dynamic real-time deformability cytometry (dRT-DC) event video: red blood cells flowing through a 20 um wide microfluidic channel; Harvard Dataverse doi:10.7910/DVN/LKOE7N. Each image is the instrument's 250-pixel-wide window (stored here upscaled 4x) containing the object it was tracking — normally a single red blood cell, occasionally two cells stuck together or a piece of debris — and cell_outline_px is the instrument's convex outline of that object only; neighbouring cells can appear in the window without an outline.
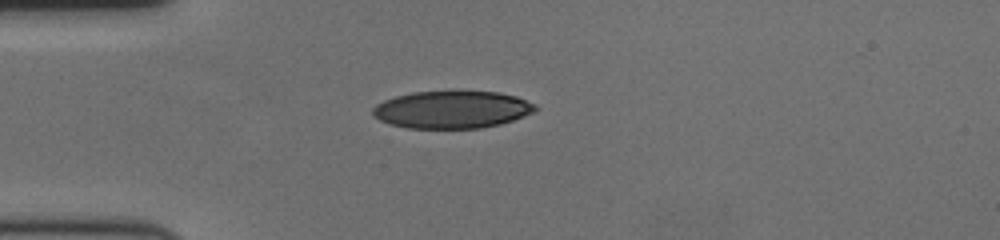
{"species": "human", "species_latin": "Homo sapiens", "temperature_condition": "cold", "stored_images_in_passage": 44, "camera_frame_rate_fps": 3000, "um_per_image_px": 0.085, "donor": {"sex": "female"}, "frame": {"image": 1, "passage_image": 1, "time_ms": 0.0, "image_size_px": [1000, 240], "cell_outline_px": [[536, 112], [500, 124], [480, 128], [408, 128], [392, 124], [380, 120], [372, 116], [372, 108], [376, 104], [384, 100], [396, 96], [412, 92], [452, 88], [500, 92], [516, 96], [536, 104]], "centroid_in_image_um": [38.43, 9.26], "position_along_channel_um": 46.6, "area_um2": 36.59}}
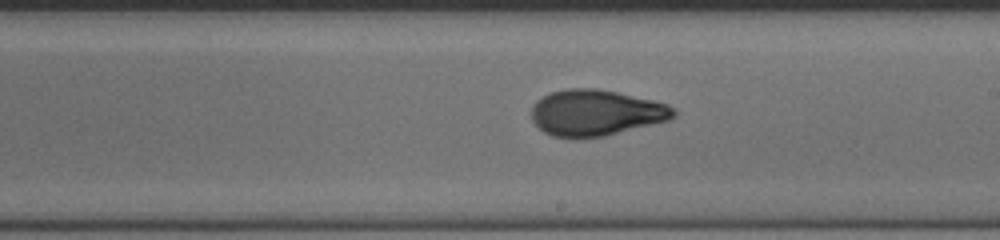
{"frame": {"image": 2, "passage_image": 19, "time_ms": 6.0, "image_size_px": [1000, 240], "cell_outline_px": [[676, 116], [668, 120], [604, 136], [576, 140], [552, 136], [544, 132], [532, 120], [532, 104], [536, 100], [552, 92], [568, 88], [596, 88], [616, 92], [652, 100], [668, 104], [676, 112]], "centroid_in_image_um": [50.61, 9.6], "position_along_channel_um": 238.4, "area_um2": 38.26}}
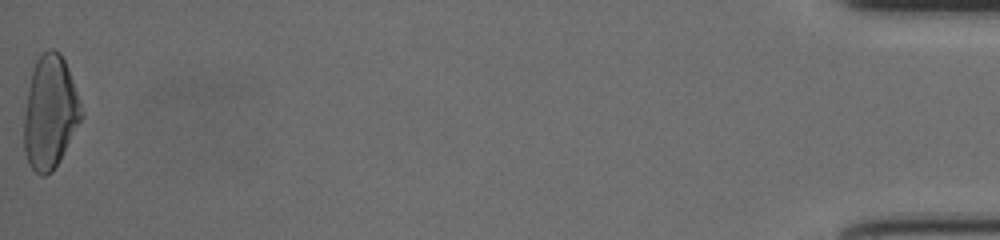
{"frame": {"image": 3, "passage_image": 44, "time_ms": 14.333, "image_size_px": [1000, 240], "cell_outline_px": [[84, 116], [60, 160], [52, 172], [44, 176], [40, 176], [28, 164], [24, 152], [24, 116], [32, 68], [36, 60], [48, 48], [52, 48], [60, 52], [68, 68]], "centroid_in_image_um": [4.25, 9.58], "position_along_channel_um": 431.0, "area_um2": 37.74}, "authors_computed_cell_mechanics": {"area_um2": 37.4255, "velocity_mm_per_s": 3.521, "shape_relaxation_time_tau1_ms": 6.2431, "shape_relaxation_time_tau2_ms": 1.5257, "deformation_change_tau1": 0.2236, "deformation_change_tau2": 0.0627}}